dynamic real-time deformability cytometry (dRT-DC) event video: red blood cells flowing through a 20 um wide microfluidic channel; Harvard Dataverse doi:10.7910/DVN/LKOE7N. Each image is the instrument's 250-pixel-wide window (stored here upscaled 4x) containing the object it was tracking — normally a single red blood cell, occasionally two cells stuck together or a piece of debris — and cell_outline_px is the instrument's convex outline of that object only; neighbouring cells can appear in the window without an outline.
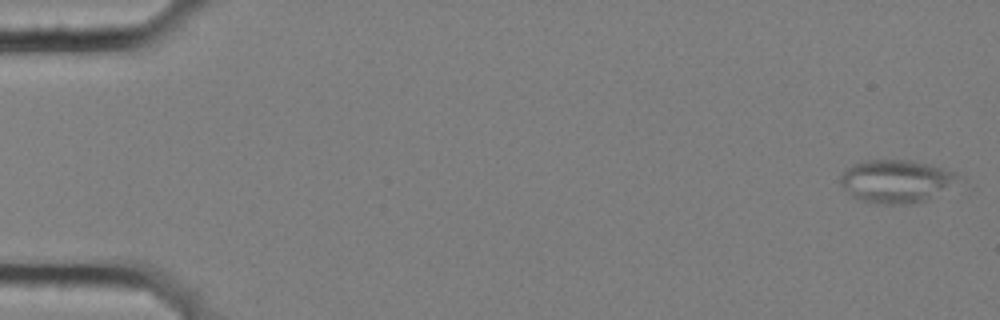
{"species": "common noctule bat (a hibernating species)", "species_latin": "Nyctalus noctula", "temperature_condition": "cold", "stored_images_in_passage": 56, "segment_of_instrument_passage": [1, 2], "camera_frame_rate_fps": 3000, "um_per_image_px": 0.085, "animal": {"sex": "female", "body_mass_g": 25.1}, "frame": {"image": 1, "passage_image": 1, "time_ms": 0.0, "image_size_px": [1000, 320], "cell_outline_px": [[964, 180], [924, 200], [912, 204], [880, 204], [860, 200], [852, 196], [840, 184], [840, 176], [852, 164], [868, 160], [912, 160], [940, 168], [952, 172], [960, 176]], "centroid_in_image_um": [76.16, 15.41], "position_along_channel_um": 8.8, "area_um2": 29.25}}
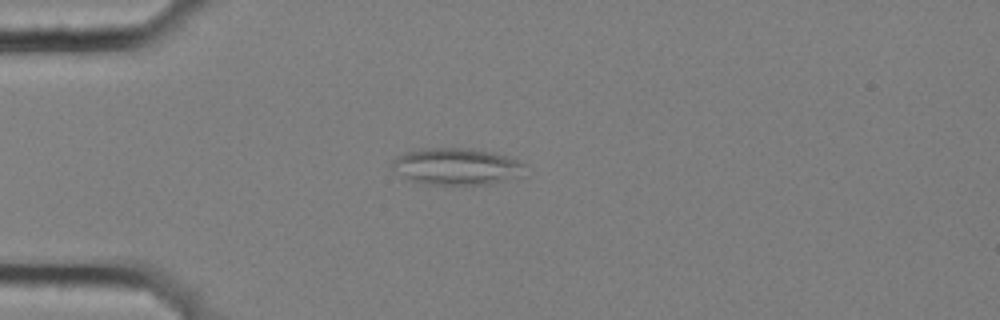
{"frame": {"image": 2, "passage_image": 15, "time_ms": 4.667, "image_size_px": [1000, 320], "cell_outline_px": [[528, 164], [524, 176], [488, 184], [424, 184], [412, 180], [404, 176], [392, 168], [392, 160], [396, 156], [404, 152], [420, 148], [472, 148], [492, 152]], "centroid_in_image_um": [38.85, 14.14], "position_along_channel_um": 46.2, "area_um2": 28.61}}